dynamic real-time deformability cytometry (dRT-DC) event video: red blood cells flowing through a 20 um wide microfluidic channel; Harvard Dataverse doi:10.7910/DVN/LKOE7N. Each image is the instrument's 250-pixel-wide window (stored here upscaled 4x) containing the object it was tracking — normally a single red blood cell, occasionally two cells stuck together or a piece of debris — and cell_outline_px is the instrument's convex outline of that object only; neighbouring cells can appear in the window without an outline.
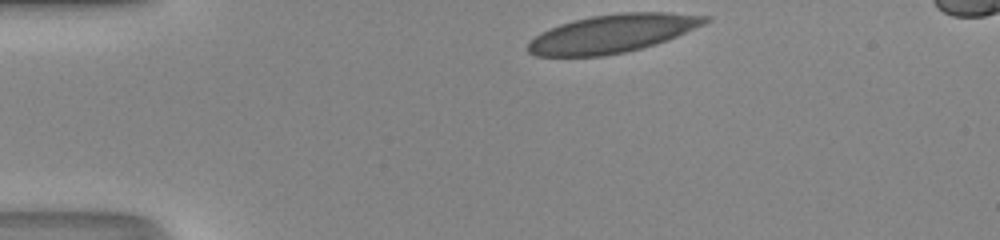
{"species": "human", "species_latin": "Homo sapiens", "temperature_condition": "room temperature", "stored_images_in_passage": 31, "camera_frame_rate_fps": 3000, "um_per_image_px": 0.085, "donor": {"sex": "male"}, "frame": {"image": 1, "passage_image": 1, "time_ms": 0.0, "image_size_px": [1000, 240], "cell_outline_px": [[712, 20], [704, 24], [676, 36], [656, 44], [624, 52], [604, 56], [536, 56], [528, 52], [528, 44], [536, 36], [560, 24], [592, 16], [620, 12], [668, 12], [712, 16]], "centroid_in_image_um": [52.11, 2.84], "position_along_channel_um": 32.9, "area_um2": 39.07}}
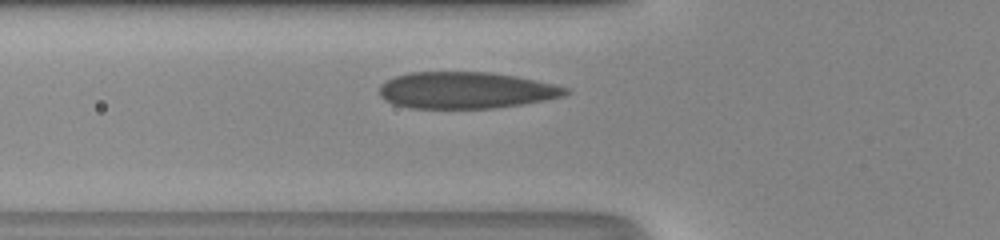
{"frame": {"image": 2, "passage_image": 9, "time_ms": 2.667, "image_size_px": [1000, 240], "cell_outline_px": [[572, 92], [564, 96], [544, 100], [520, 104], [492, 108], [412, 108], [396, 104], [384, 100], [380, 96], [380, 84], [396, 76], [408, 72], [488, 72], [516, 76], [536, 80], [568, 88]], "centroid_in_image_um": [39.6, 7.67], "position_along_channel_um": 86.2, "area_um2": 39.54}}
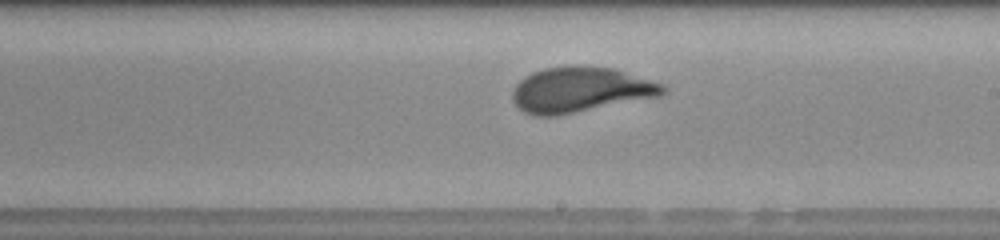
{"frame": {"image": 3, "passage_image": 20, "time_ms": 6.333, "image_size_px": [1000, 240], "cell_outline_px": [[668, 92], [660, 96], [556, 116], [532, 116], [524, 112], [512, 100], [512, 92], [516, 84], [524, 76], [532, 72], [544, 68], [568, 64], [612, 68], [664, 84], [668, 88]], "centroid_in_image_um": [49.32, 7.62], "position_along_channel_um": 239.7, "area_um2": 40.0}, "authors_computed_cell_mechanics": {"area_um2": 39.304, "velocity_mm_per_s": 4.1842, "shape_relaxation_time_tau1_ms": 3.3534, "shape_relaxation_time_tau2_ms": null, "deformation_change_tau1": 0.1726, "deformation_change_tau2": null}}